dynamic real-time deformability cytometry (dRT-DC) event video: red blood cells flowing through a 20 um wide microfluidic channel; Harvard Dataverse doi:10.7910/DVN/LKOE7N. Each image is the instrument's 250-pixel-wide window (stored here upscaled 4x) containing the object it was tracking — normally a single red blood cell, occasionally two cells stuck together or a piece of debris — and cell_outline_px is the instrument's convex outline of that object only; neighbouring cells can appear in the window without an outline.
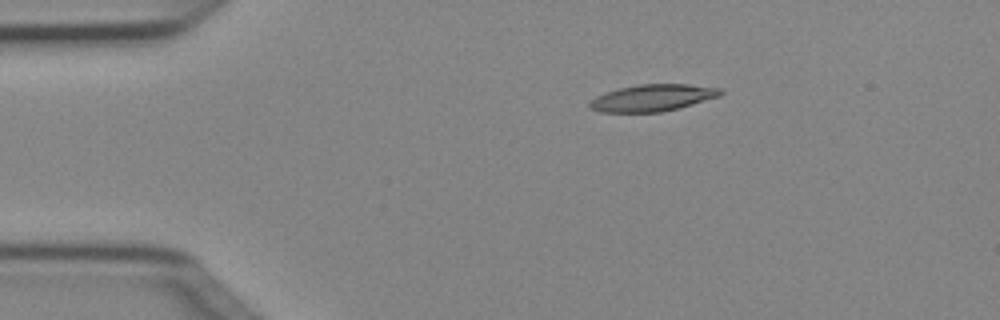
{"species": "Egyptian fruit bat (a non-hibernating species)", "species_latin": "Rousettus aegyptiacus", "temperature_condition": "cold", "stored_images_in_passage": 4, "camera_frame_rate_fps": 3000, "um_per_image_px": 0.085, "animal": {"sex": "female"}, "frame": {"image": 1, "passage_image": 1, "time_ms": 0.0, "image_size_px": [1000, 320], "cell_outline_px": [[724, 92], [720, 96], [692, 104], [660, 112], [600, 112], [592, 108], [588, 104], [588, 100], [596, 96], [620, 88], [636, 84], [688, 84], [720, 88]], "centroid_in_image_um": [55.46, 8.31], "position_along_channel_um": 29.5, "area_um2": 20.29}}
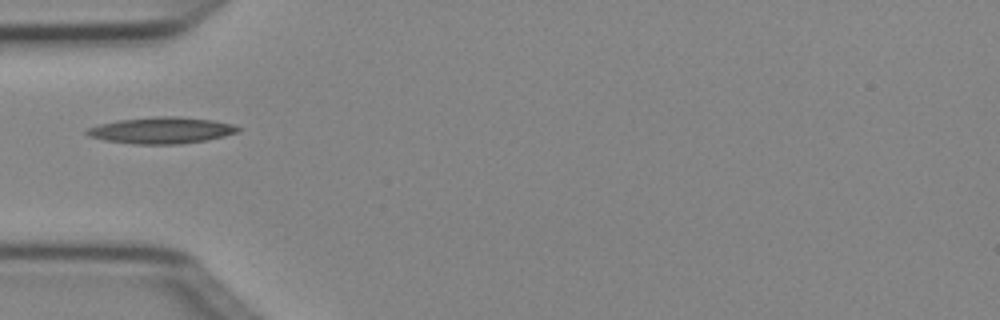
{"frame": {"image": 2, "passage_image": 3, "time_ms": 0.667, "image_size_px": [1000, 320], "cell_outline_px": [[244, 128], [240, 132], [208, 140], [180, 144], [136, 144], [104, 140], [88, 136], [84, 132], [88, 128], [100, 124], [116, 120], [156, 116], [176, 116], [212, 120], [232, 124]], "centroid_in_image_um": [13.76, 11.08], "position_along_channel_um": 71.2, "area_um2": 23.47}}
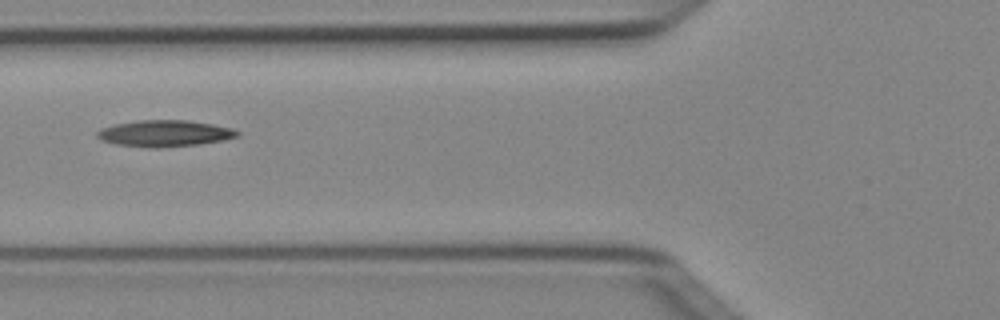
{"frame": {"image": 3, "passage_image": 4, "time_ms": 1.0, "image_size_px": [1000, 320], "cell_outline_px": [[240, 136], [224, 140], [200, 144], [156, 148], [148, 148], [116, 144], [100, 140], [96, 136], [96, 132], [100, 128], [112, 124], [140, 120], [188, 120], [212, 124], [232, 128], [240, 132]], "centroid_in_image_um": [13.97, 11.34], "position_along_channel_um": 111.8, "area_um2": 21.85}}